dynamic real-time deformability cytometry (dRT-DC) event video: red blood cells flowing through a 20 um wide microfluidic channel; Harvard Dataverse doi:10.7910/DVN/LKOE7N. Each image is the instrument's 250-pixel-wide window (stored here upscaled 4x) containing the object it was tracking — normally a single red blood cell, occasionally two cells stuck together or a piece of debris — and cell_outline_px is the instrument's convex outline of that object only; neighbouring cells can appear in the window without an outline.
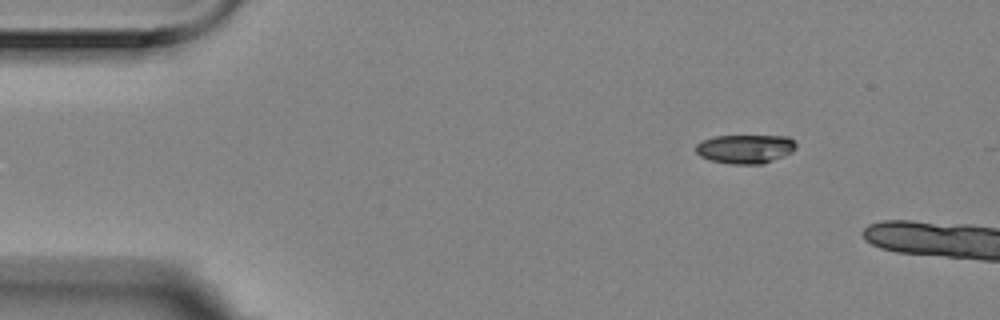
{"species": "Egyptian fruit bat (a non-hibernating species)", "species_latin": "Rousettus aegyptiacus", "temperature_condition": "room temperature", "stored_images_in_passage": 3, "camera_frame_rate_fps": 3000, "um_per_image_px": 0.085, "animal": {"sex": "female"}, "frame": {"image": 1, "passage_image": 1, "time_ms": 0.0, "image_size_px": [1000, 320], "cell_outline_px": [[796, 148], [792, 152], [764, 164], [732, 164], [712, 160], [700, 156], [696, 152], [696, 144], [704, 140], [716, 136], [788, 136], [796, 144]], "centroid_in_image_um": [63.36, 12.66], "position_along_channel_um": 21.6, "area_um2": 16.76}}